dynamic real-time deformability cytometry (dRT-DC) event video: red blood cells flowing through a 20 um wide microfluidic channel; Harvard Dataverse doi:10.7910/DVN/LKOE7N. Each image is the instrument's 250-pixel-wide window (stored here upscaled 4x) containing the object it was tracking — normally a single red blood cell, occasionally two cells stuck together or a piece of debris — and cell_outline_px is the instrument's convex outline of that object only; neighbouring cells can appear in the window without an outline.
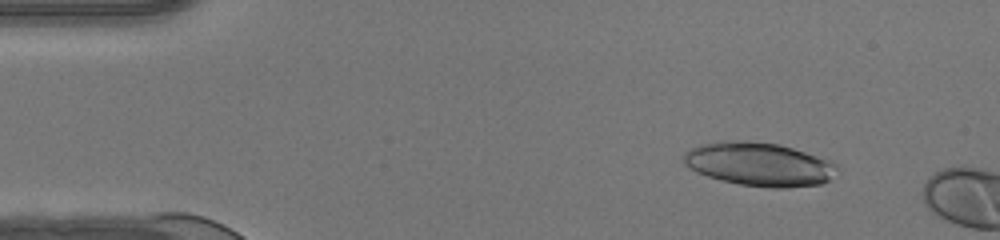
{"species": "human", "species_latin": "Homo sapiens", "temperature_condition": "warm", "stored_images_in_passage": 9, "camera_frame_rate_fps": 3000, "um_per_image_px": 0.085, "donor": {"sex": "female"}, "frame": {"image": 1, "passage_image": 6, "time_ms": 1.667, "image_size_px": [1000, 240], "cell_outline_px": [[836, 168], [828, 180], [820, 184], [788, 188], [772, 188], [740, 184], [720, 180], [696, 172], [684, 164], [684, 152], [700, 144], [724, 140], [748, 140], [780, 144], [832, 160], [836, 164]], "centroid_in_image_um": [64.51, 13.94], "position_along_channel_um": 20.5, "area_um2": 39.07}}